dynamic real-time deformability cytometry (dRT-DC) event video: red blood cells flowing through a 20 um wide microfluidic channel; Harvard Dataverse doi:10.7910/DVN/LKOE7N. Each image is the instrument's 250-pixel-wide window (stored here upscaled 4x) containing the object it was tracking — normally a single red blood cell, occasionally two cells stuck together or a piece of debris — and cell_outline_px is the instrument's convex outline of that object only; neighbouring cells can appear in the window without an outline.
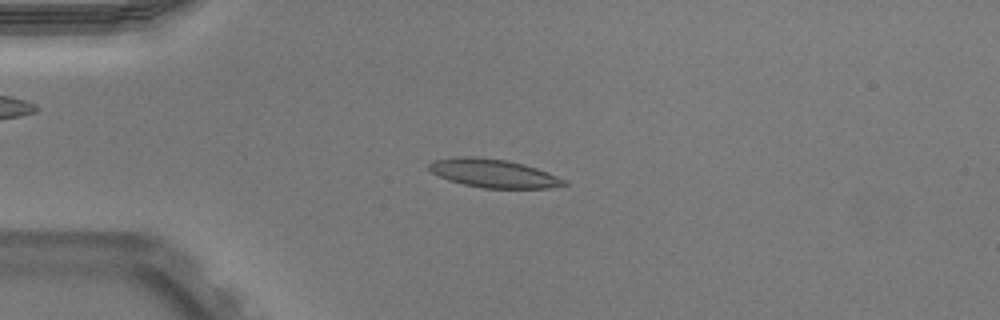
{"species": "Egyptian fruit bat (a non-hibernating species)", "species_latin": "Rousettus aegyptiacus", "temperature_condition": "warm", "stored_images_in_passage": 39, "camera_frame_rate_fps": 3000, "um_per_image_px": 0.085, "animal": {"sex": "male"}, "frame": {"image": 1, "passage_image": 1, "time_ms": 0.0, "image_size_px": [1000, 320], "cell_outline_px": [[568, 184], [548, 188], [484, 188], [464, 184], [448, 180], [432, 172], [428, 168], [428, 164], [436, 160], [464, 156], [472, 156], [508, 160], [524, 164], [536, 168], [568, 180]], "centroid_in_image_um": [41.98, 14.73], "position_along_channel_um": 43.0, "area_um2": 22.2}}
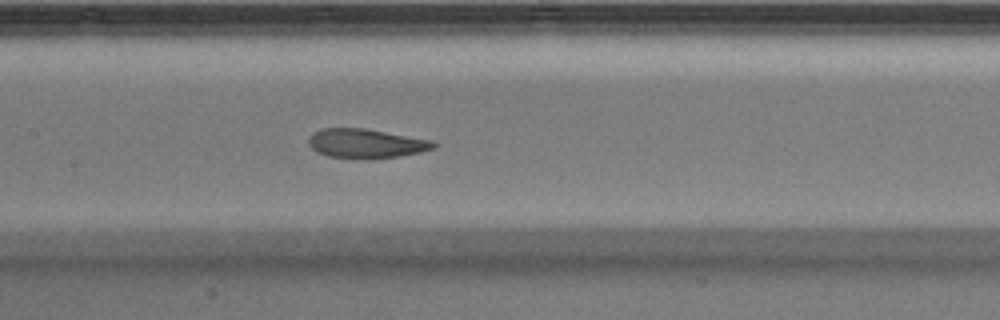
{"frame": {"image": 2, "passage_image": 13, "time_ms": 4.0, "image_size_px": [1000, 320], "cell_outline_px": [[436, 148], [420, 152], [396, 156], [364, 160], [356, 160], [328, 156], [316, 152], [308, 144], [308, 136], [312, 132], [320, 128], [364, 128], [432, 140], [436, 144]], "centroid_in_image_um": [31.05, 12.2], "position_along_channel_um": 176.4, "area_um2": 21.68}}
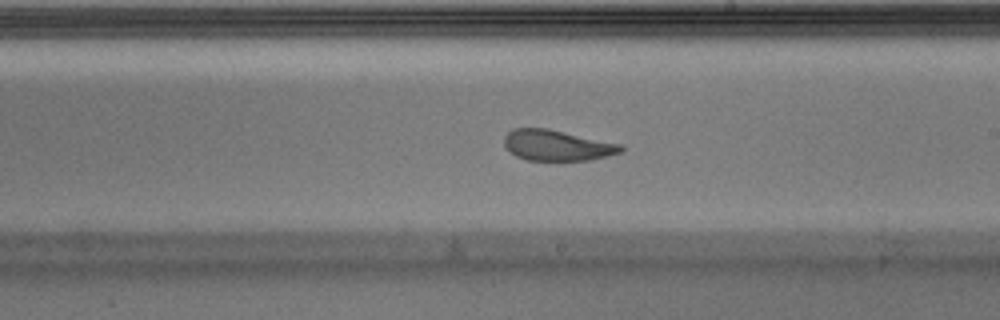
{"frame": {"image": 3, "passage_image": 18, "time_ms": 5.667, "image_size_px": [1000, 320], "cell_outline_px": [[624, 148], [620, 152], [608, 156], [588, 160], [528, 160], [516, 156], [504, 144], [504, 136], [512, 128], [548, 128], [624, 144]], "centroid_in_image_um": [47.38, 12.34], "position_along_channel_um": 241.6, "area_um2": 20.98}, "authors_computed_cell_mechanics": {"area_um2": 22.4842, "velocity_mm_per_s": 3.9454, "shape_relaxation_time_tau1_ms": 5.4294, "shape_relaxation_time_tau2_ms": 1.3673, "deformation_change_tau1": 0.1792, "deformation_change_tau2": 0.0749}}